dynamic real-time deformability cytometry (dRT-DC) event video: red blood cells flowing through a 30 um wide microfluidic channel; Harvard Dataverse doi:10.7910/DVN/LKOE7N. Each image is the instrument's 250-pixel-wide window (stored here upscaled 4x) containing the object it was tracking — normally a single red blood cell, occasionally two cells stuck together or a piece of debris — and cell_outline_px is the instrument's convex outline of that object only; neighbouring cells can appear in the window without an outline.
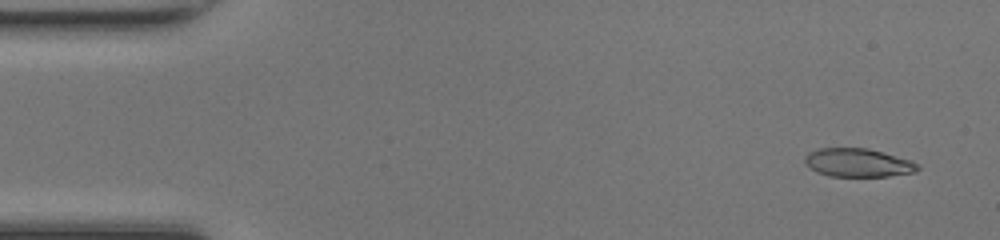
{"species": "common noctule bat (a hibernating species)", "species_latin": "Nyctalus noctula", "temperature_condition": "room temperature", "stored_images_in_passage": 49, "camera_frame_rate_fps": 3000, "um_per_image_px": 0.085, "animal": {"sex": "female", "body_mass_g": 17.0, "forearm_length_mm": 48.0}, "frame": {"image": 1, "passage_image": 3, "time_ms": 0.667, "image_size_px": [1000, 240], "cell_outline_px": [[920, 168], [916, 172], [888, 176], [828, 176], [816, 172], [804, 160], [804, 156], [808, 152], [820, 148], [868, 148], [912, 160]], "centroid_in_image_um": [72.93, 13.82], "position_along_channel_um": 12.1, "area_um2": 18.67}}
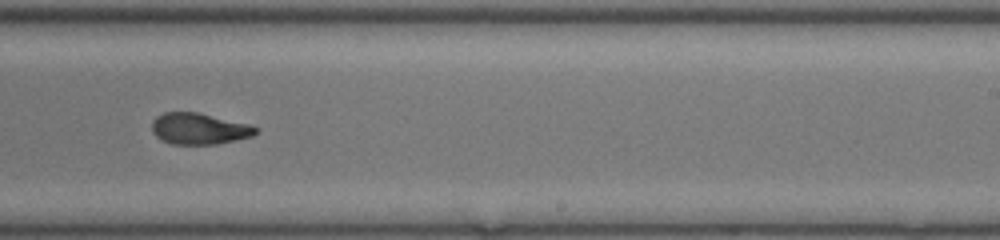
{"frame": {"image": 2, "passage_image": 30, "time_ms": 9.667, "image_size_px": [1000, 240], "cell_outline_px": [[260, 132], [252, 136], [236, 140], [216, 144], [172, 144], [160, 140], [152, 132], [152, 120], [156, 116], [164, 112], [196, 112], [248, 124], [260, 128]], "centroid_in_image_um": [16.92, 10.94], "position_along_channel_um": 272.1, "area_um2": 19.02}}
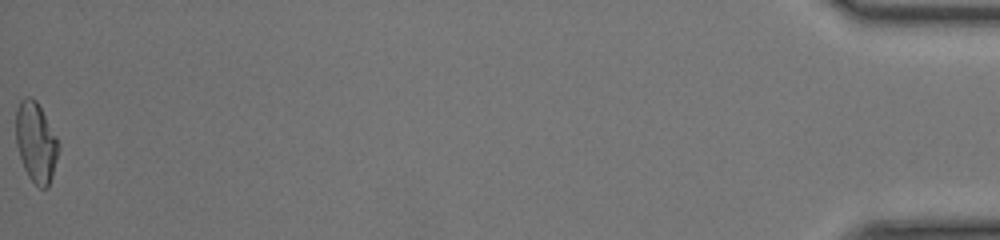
{"frame": {"image": 3, "passage_image": 49, "time_ms": 16.0, "image_size_px": [1000, 240], "cell_outline_px": [[60, 148], [52, 176], [48, 188], [40, 188], [28, 176], [24, 168], [16, 144], [16, 108], [20, 100], [24, 96], [28, 96], [36, 100], [56, 136], [60, 144]], "centroid_in_image_um": [3.06, 12.08], "position_along_channel_um": 432.1, "area_um2": 19.88}, "authors_computed_cell_mechanics": {"area_um2": 19.363, "velocity_mm_per_s": 4.2679, "shape_relaxation_time_tau1_ms": 6.4148, "shape_relaxation_time_tau2_ms": 2.2657, "deformation_change_tau1": 0.2521, "deformation_change_tau2": 0.0956}}